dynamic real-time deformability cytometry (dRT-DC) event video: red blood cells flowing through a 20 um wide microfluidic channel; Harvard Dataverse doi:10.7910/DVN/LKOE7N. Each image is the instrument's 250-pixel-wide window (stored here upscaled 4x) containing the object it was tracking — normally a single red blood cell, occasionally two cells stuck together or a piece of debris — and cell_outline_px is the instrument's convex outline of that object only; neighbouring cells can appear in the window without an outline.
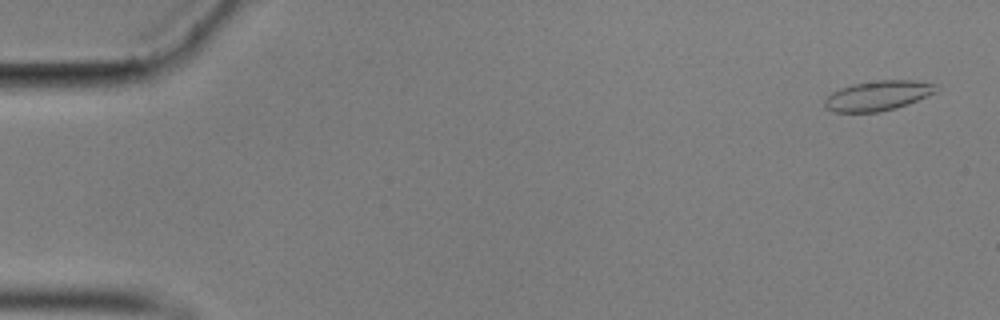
{"species": "common noctule bat (a hibernating species)", "species_latin": "Nyctalus noctula", "temperature_condition": "cold", "stored_images_in_passage": 58, "camera_frame_rate_fps": 3000, "um_per_image_px": 0.085, "animal": {"sex": "male", "body_mass_g": 17.9}, "frame": {"image": 1, "passage_image": 3, "time_ms": 0.667, "image_size_px": [1000, 320], "cell_outline_px": [[940, 84], [936, 92], [908, 104], [896, 108], [880, 112], [832, 112], [824, 108], [824, 100], [832, 92], [840, 88], [852, 84], [880, 80], [916, 80]], "centroid_in_image_um": [74.64, 8.13], "position_along_channel_um": 10.4, "area_um2": 19.65}}
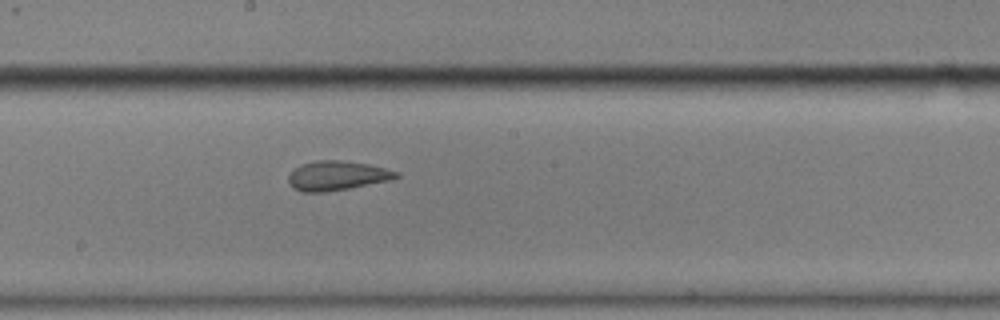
{"frame": {"image": 2, "passage_image": 32, "time_ms": 10.333, "image_size_px": [1000, 320], "cell_outline_px": [[400, 176], [392, 180], [348, 188], [324, 192], [300, 192], [292, 188], [288, 184], [288, 176], [300, 164], [320, 160], [340, 160], [368, 164], [400, 172]], "centroid_in_image_um": [28.64, 14.94], "position_along_channel_um": 219.6, "area_um2": 18.5}}
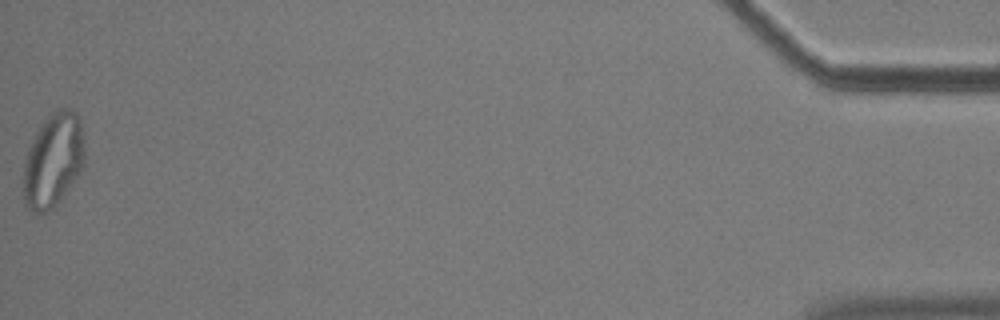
{"frame": {"image": 3, "passage_image": 58, "time_ms": 19.0, "image_size_px": [1000, 320], "cell_outline_px": [[84, 164], [72, 184], [60, 200], [52, 208], [44, 212], [32, 212], [24, 208], [24, 164], [28, 148], [36, 132], [44, 120], [56, 108], [72, 108], [76, 112], [80, 120], [84, 140]], "centroid_in_image_um": [4.52, 13.6], "position_along_channel_um": 430.7, "area_um2": 33.64}, "authors_computed_cell_mechanics": {"area_um2": 19.4786, "velocity_mm_per_s": 3.5094, "shape_relaxation_time_tau1_ms": null, "shape_relaxation_time_tau2_ms": 1.3496, "deformation_change_tau1": null, "deformation_change_tau2": 0.081}}